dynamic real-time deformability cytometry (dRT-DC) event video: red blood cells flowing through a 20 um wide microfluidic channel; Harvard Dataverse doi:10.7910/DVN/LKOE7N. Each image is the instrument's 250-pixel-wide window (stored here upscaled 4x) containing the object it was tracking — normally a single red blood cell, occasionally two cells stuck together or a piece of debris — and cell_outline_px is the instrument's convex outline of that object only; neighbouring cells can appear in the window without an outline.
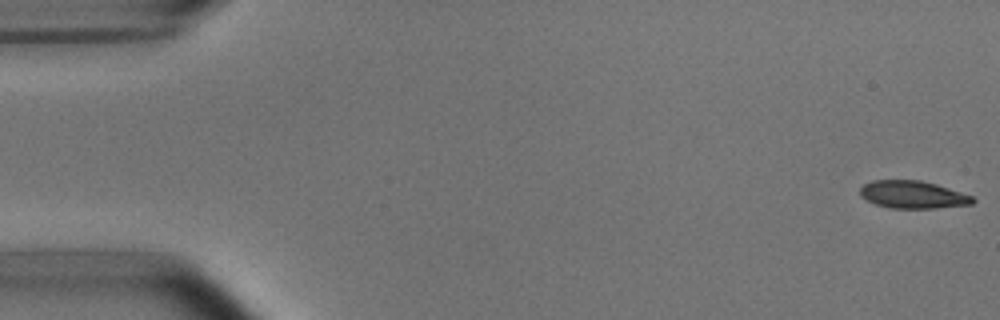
{"species": "common noctule bat (a hibernating species)", "species_latin": "Nyctalus noctula", "temperature_condition": "room temperature", "stored_images_in_passage": 51, "camera_frame_rate_fps": 3000, "um_per_image_px": 0.085, "animal": {"sex": "male", "body_mass_g": 15.6}, "frame": {"image": 1, "passage_image": 1, "time_ms": 0.0, "image_size_px": [1000, 320], "cell_outline_px": [[976, 200], [972, 204], [936, 208], [892, 208], [876, 204], [860, 196], [860, 188], [864, 184], [872, 180], [920, 180], [936, 184], [972, 196]], "centroid_in_image_um": [77.58, 16.54], "position_along_channel_um": 7.4, "area_um2": 17.98}}
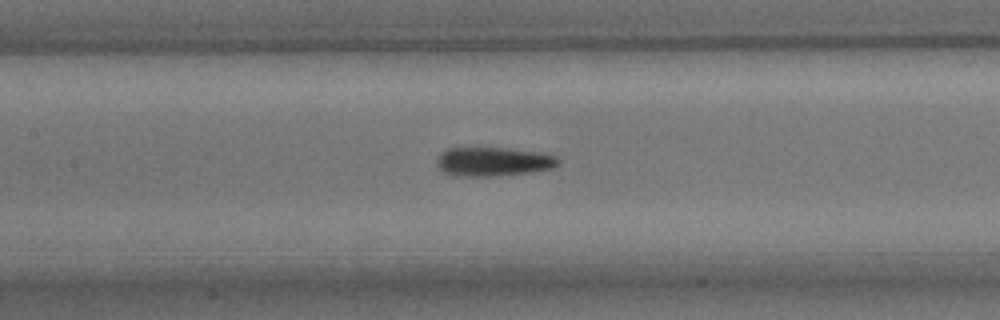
{"frame": {"image": 2, "passage_image": 24, "time_ms": 7.667, "image_size_px": [1000, 320], "cell_outline_px": [[560, 164], [552, 168], [532, 172], [492, 176], [452, 176], [444, 172], [436, 164], [436, 160], [440, 152], [444, 148], [504, 148], [540, 152], [556, 156], [560, 160]], "centroid_in_image_um": [41.91, 13.74], "position_along_channel_um": 165.5, "area_um2": 20.69}}
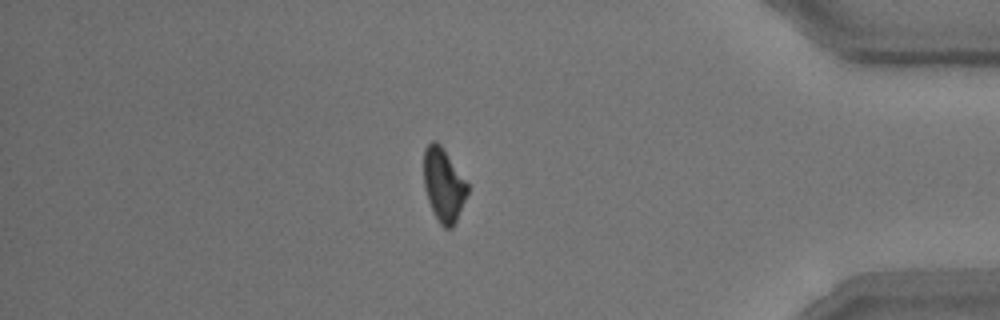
{"frame": {"image": 3, "passage_image": 45, "time_ms": 14.667, "image_size_px": [1000, 320], "cell_outline_px": [[468, 192], [456, 220], [452, 228], [444, 228], [440, 224], [428, 200], [424, 188], [424, 148], [432, 140], [436, 140], [440, 144], [468, 184]], "centroid_in_image_um": [37.69, 15.7], "position_along_channel_um": 397.5, "area_um2": 18.38}}